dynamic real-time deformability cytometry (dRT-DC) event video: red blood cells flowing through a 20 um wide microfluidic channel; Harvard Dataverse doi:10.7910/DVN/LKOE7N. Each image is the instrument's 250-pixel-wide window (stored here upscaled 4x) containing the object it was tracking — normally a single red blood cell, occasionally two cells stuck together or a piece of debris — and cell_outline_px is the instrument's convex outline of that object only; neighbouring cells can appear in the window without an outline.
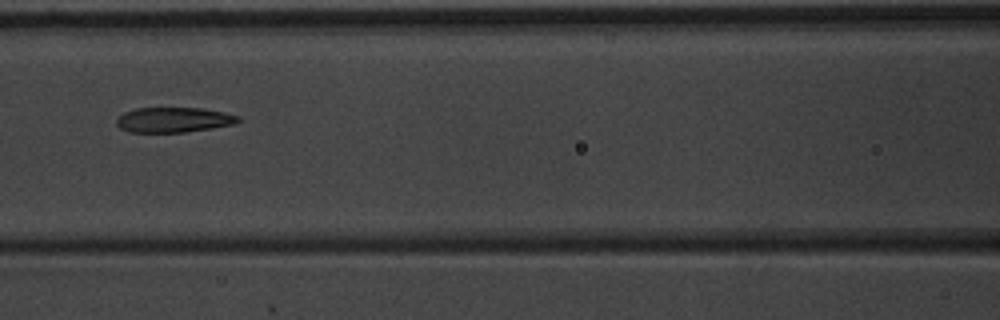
{"species": "common noctule bat (a hibernating species)", "species_latin": "Nyctalus noctula", "temperature_condition": "warm", "stored_images_in_passage": 11, "camera_frame_rate_fps": 3000, "um_per_image_px": 0.085, "animal": {"sex": "male", "body_mass_g": 20.1, "forearm_length_mm": 53.5}, "frame": {"image": 1, "passage_image": 8, "time_ms": 2.333, "image_size_px": [1000, 320], "cell_outline_px": [[240, 120], [236, 124], [212, 128], [184, 132], [128, 132], [120, 128], [116, 124], [116, 120], [124, 112], [136, 108], [200, 108], [224, 112], [240, 116]], "centroid_in_image_um": [14.77, 10.19], "position_along_channel_um": 151.8, "area_um2": 17.8}}
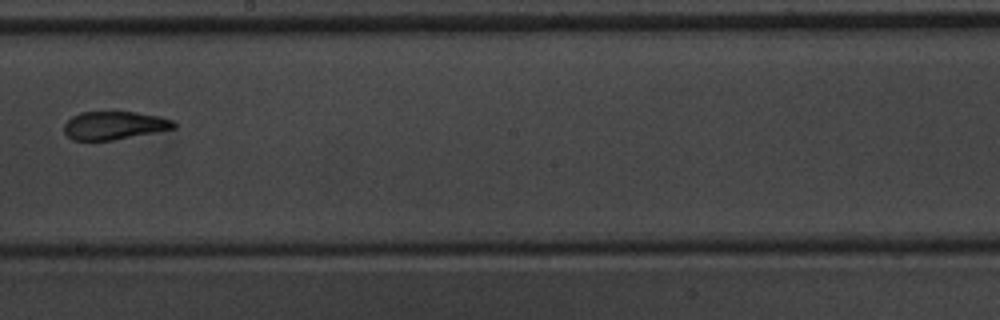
{"frame": {"image": 2, "passage_image": 10, "time_ms": 3.0, "image_size_px": [1000, 320], "cell_outline_px": [[176, 128], [112, 140], [72, 140], [64, 132], [64, 124], [72, 116], [80, 112], [136, 112], [160, 116], [172, 120], [176, 124]], "centroid_in_image_um": [9.7, 10.65], "position_along_channel_um": 238.5, "area_um2": 17.92}}
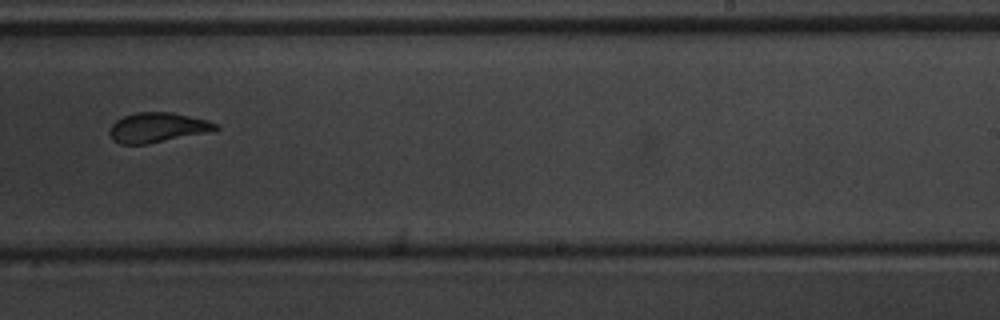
{"frame": {"image": 3, "passage_image": 11, "time_ms": 3.333, "image_size_px": [1000, 320], "cell_outline_px": [[220, 128], [212, 132], [148, 144], [120, 144], [112, 140], [108, 132], [108, 128], [116, 120], [124, 116], [136, 112], [172, 112], [208, 120], [216, 124]], "centroid_in_image_um": [13.38, 10.85], "position_along_channel_um": 275.6, "area_um2": 18.73}}